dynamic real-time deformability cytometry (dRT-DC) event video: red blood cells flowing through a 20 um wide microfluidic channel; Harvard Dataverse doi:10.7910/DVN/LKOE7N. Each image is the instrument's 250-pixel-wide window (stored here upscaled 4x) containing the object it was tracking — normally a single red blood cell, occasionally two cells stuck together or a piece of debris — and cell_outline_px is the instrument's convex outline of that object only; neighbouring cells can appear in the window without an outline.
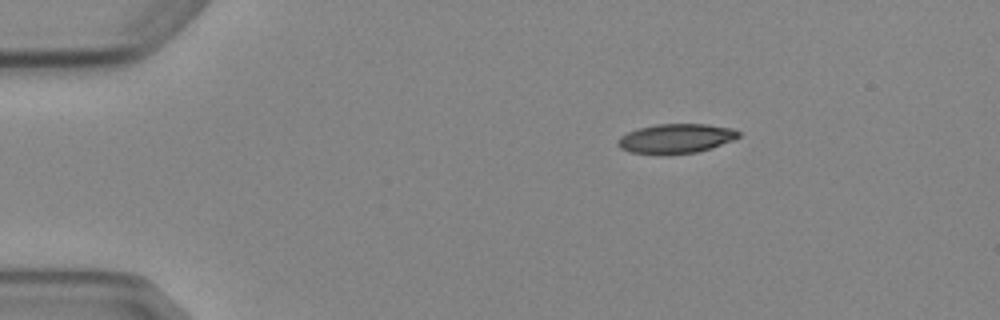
{"species": "Egyptian fruit bat (a non-hibernating species)", "species_latin": "Rousettus aegyptiacus", "temperature_condition": "cold", "stored_images_in_passage": 3, "camera_frame_rate_fps": 3000, "um_per_image_px": 0.085, "animal": {"sex": "female"}, "frame": {"image": 1, "passage_image": 1, "time_ms": 0.0, "image_size_px": [1000, 320], "cell_outline_px": [[740, 136], [732, 140], [712, 148], [696, 152], [628, 152], [620, 148], [616, 144], [616, 140], [620, 136], [628, 132], [640, 128], [656, 124], [708, 124], [732, 128], [740, 132]], "centroid_in_image_um": [57.46, 11.74], "position_along_channel_um": 27.5, "area_um2": 20.17}}